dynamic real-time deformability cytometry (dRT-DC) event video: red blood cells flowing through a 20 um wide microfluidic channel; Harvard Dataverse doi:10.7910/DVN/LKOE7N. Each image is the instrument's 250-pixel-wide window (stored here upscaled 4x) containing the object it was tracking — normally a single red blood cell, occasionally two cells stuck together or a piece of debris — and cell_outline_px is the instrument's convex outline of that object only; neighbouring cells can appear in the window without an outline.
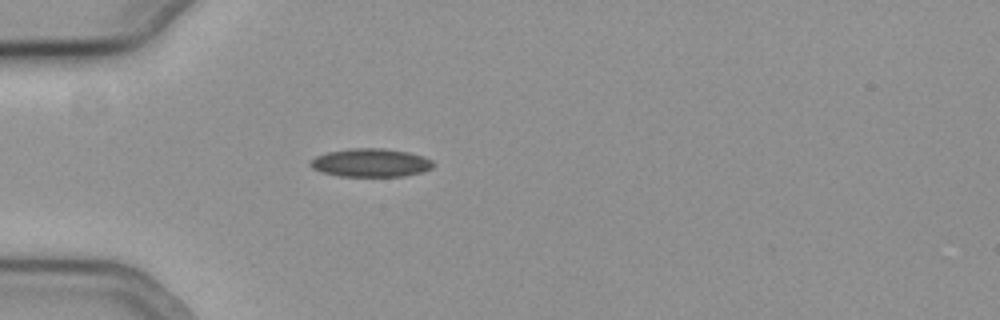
{"species": "common noctule bat (a hibernating species)", "species_latin": "Nyctalus noctula", "temperature_condition": "cold", "stored_images_in_passage": 44, "camera_frame_rate_fps": 3000, "um_per_image_px": 0.085, "animal": {"sex": "female", "body_mass_g": 19.3, "forearm_length_mm": 54.1}, "frame": {"image": 1, "passage_image": 8, "time_ms": 2.333, "image_size_px": [1000, 320], "cell_outline_px": [[436, 164], [432, 168], [420, 172], [404, 176], [340, 176], [320, 172], [312, 168], [308, 164], [316, 156], [328, 152], [348, 148], [384, 148], [408, 152], [424, 156], [432, 160]], "centroid_in_image_um": [31.52, 13.83], "position_along_channel_um": 53.5, "area_um2": 20.4}}
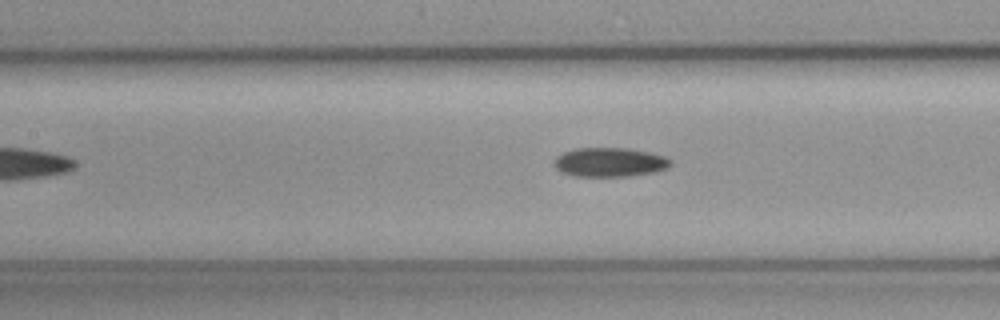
{"frame": {"image": 2, "passage_image": 17, "time_ms": 5.333, "image_size_px": [1000, 320], "cell_outline_px": [[672, 164], [668, 168], [656, 172], [632, 176], [576, 176], [560, 172], [552, 164], [556, 156], [564, 152], [576, 148], [628, 148], [648, 152], [664, 156], [672, 160]], "centroid_in_image_um": [51.83, 13.79], "position_along_channel_um": 155.6, "area_um2": 20.0}}
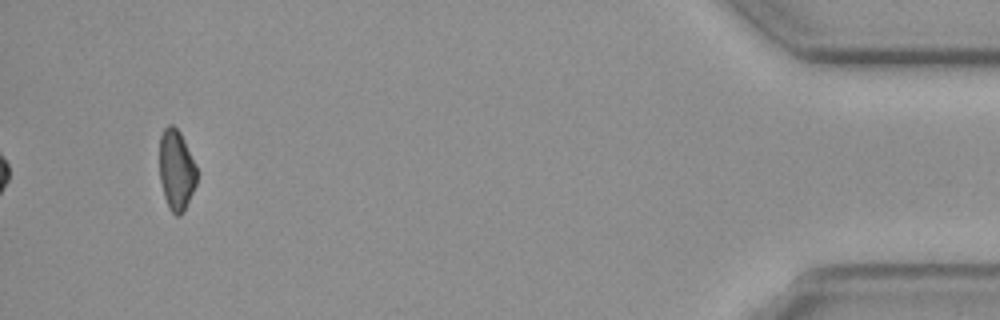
{"frame": {"image": 3, "passage_image": 44, "time_ms": 14.333, "image_size_px": [1000, 320], "cell_outline_px": [[196, 184], [184, 212], [180, 216], [176, 216], [168, 208], [164, 196], [160, 180], [160, 136], [164, 128], [168, 124], [172, 124], [180, 132], [196, 164]], "centroid_in_image_um": [14.99, 14.46], "position_along_channel_um": 420.2, "area_um2": 17.57}, "authors_computed_cell_mechanics": {"area_um2": 19.4208, "velocity_mm_per_s": 3.7928, "shape_relaxation_time_tau1_ms": 4.3741, "shape_relaxation_time_tau2_ms": null, "deformation_change_tau1": 0.1102, "deformation_change_tau2": null}}